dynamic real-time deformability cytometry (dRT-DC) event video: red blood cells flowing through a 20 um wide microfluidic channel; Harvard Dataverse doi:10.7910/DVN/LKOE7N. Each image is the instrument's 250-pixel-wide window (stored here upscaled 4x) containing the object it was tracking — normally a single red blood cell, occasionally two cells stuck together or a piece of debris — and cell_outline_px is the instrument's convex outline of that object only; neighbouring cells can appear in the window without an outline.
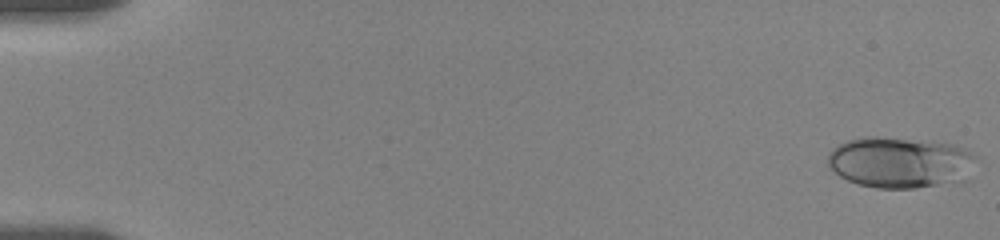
{"species": "human", "species_latin": "Homo sapiens", "temperature_condition": "room temperature", "stored_images_in_passage": 35, "camera_frame_rate_fps": 3000, "um_per_image_px": 0.085, "donor": {"sex": "female"}, "frame": {"image": 1, "passage_image": 1, "time_ms": 0.0, "image_size_px": [1000, 240], "cell_outline_px": [[976, 156], [968, 180], [916, 188], [876, 188], [860, 184], [848, 180], [840, 176], [828, 164], [828, 156], [832, 148], [848, 140], [872, 136], [876, 136], [952, 144], [968, 148]], "centroid_in_image_um": [76.56, 13.81], "position_along_channel_um": 8.4, "area_um2": 44.04}}
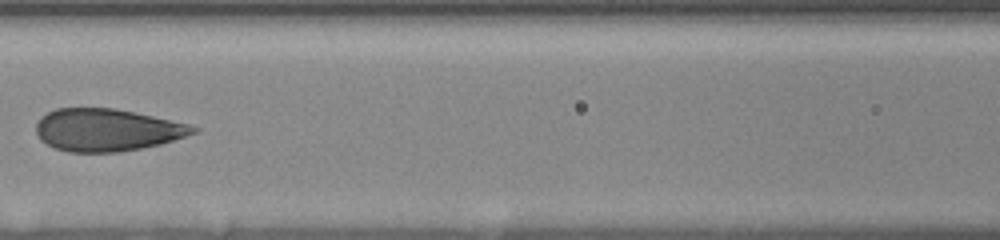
{"frame": {"image": 2, "passage_image": 18, "time_ms": 8.667, "image_size_px": [1000, 240], "cell_outline_px": [[200, 128], [196, 132], [160, 144], [140, 148], [116, 152], [68, 152], [56, 148], [40, 140], [36, 132], [36, 124], [40, 116], [56, 108], [112, 108], [152, 116], [188, 124]], "centroid_in_image_um": [9.04, 11.04], "position_along_channel_um": 157.6, "area_um2": 38.44}}
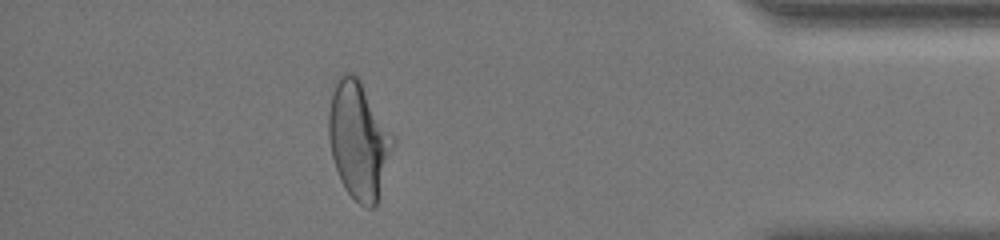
{"frame": {"image": 3, "passage_image": 32, "time_ms": 16.667, "image_size_px": [1000, 240], "cell_outline_px": [[396, 140], [376, 204], [372, 208], [368, 208], [360, 204], [348, 192], [340, 180], [332, 156], [328, 136], [328, 112], [332, 96], [336, 84], [340, 76], [344, 72], [348, 72], [356, 76], [360, 80], [396, 136]], "centroid_in_image_um": [30.51, 11.9], "position_along_channel_um": 404.7, "area_um2": 43.81}, "authors_computed_cell_mechanics": {"area_um2": 40.1132, "velocity_mm_per_s": 3.5394, "shape_relaxation_time_tau1_ms": 5.1674, "shape_relaxation_time_tau2_ms": 0.7499, "deformation_change_tau1": 0.1595, "deformation_change_tau2": 0.0594}}